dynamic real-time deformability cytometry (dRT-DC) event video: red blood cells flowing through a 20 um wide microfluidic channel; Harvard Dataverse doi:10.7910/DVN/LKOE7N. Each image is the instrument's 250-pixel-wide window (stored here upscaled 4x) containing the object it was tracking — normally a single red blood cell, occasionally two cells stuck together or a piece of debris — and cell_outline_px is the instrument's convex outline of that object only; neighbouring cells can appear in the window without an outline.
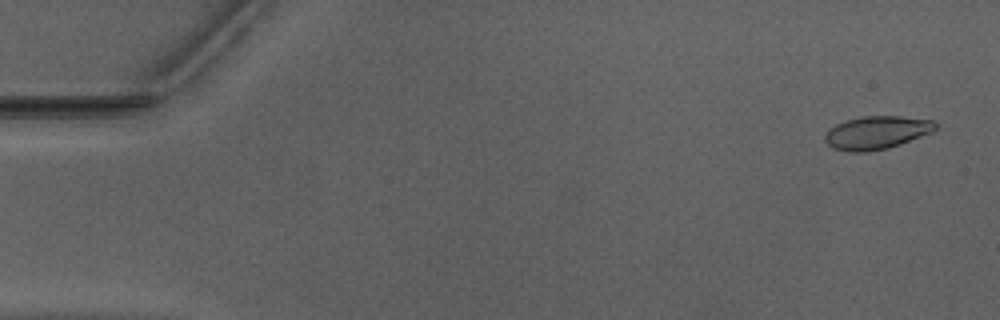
{"species": "Egyptian fruit bat (a non-hibernating species)", "species_latin": "Rousettus aegyptiacus", "temperature_condition": "warm", "stored_images_in_passage": 7, "camera_frame_rate_fps": 3000, "um_per_image_px": 0.085, "animal": {"sex": "male"}, "frame": {"image": 1, "passage_image": 1, "time_ms": 0.0, "image_size_px": [1000, 320], "cell_outline_px": [[936, 128], [932, 132], [900, 144], [888, 148], [864, 152], [848, 152], [832, 148], [824, 140], [824, 136], [828, 128], [836, 124], [848, 120], [864, 116], [900, 116], [932, 120], [936, 124]], "centroid_in_image_um": [74.48, 11.28], "position_along_channel_um": 10.5, "area_um2": 21.27}}